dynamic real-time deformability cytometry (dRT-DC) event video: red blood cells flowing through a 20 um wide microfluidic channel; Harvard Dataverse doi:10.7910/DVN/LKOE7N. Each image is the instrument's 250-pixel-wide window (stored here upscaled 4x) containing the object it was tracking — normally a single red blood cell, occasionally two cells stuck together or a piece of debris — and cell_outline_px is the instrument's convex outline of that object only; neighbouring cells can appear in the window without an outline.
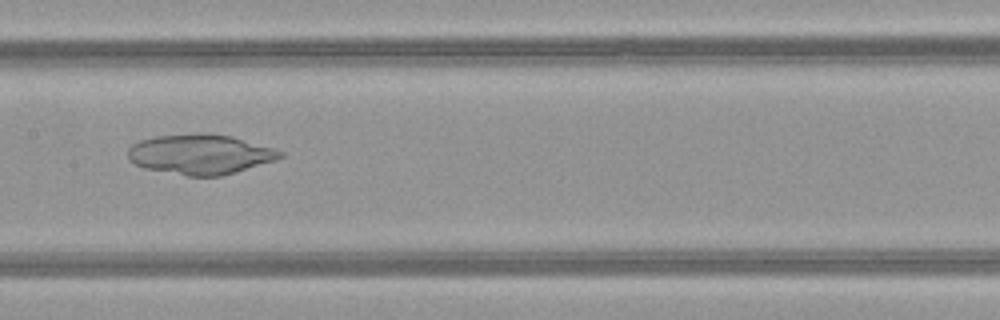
{"species": "common noctule bat (a hibernating species)", "species_latin": "Nyctalus noctula", "temperature_condition": "warm", "stored_images_in_passage": 44, "camera_frame_rate_fps": 3000, "um_per_image_px": 0.085, "animal": {"sex": "female", "body_mass_g": 21.9}, "frame": {"image": 1, "passage_image": 19, "time_ms": 6.0, "image_size_px": [1000, 320], "cell_outline_px": [[284, 156], [276, 160], [236, 172], [220, 176], [188, 176], [144, 168], [128, 160], [128, 148], [132, 144], [140, 140], [156, 136], [196, 132], [204, 132], [232, 136], [276, 148], [284, 152]], "centroid_in_image_um": [17.04, 13.1], "position_along_channel_um": 190.4, "area_um2": 35.89}}
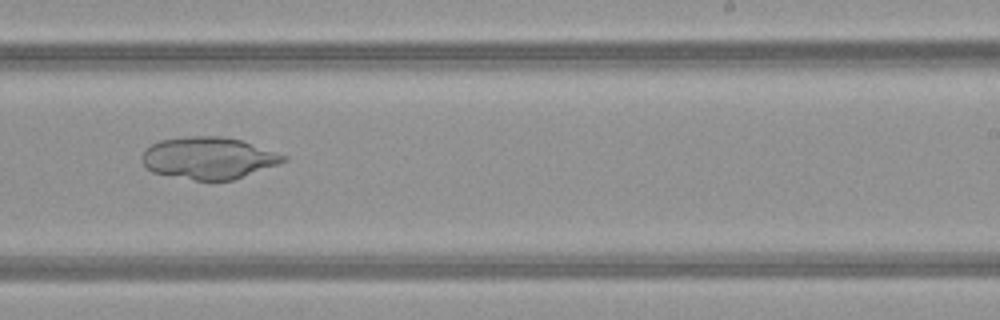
{"frame": {"image": 2, "passage_image": 25, "time_ms": 8.0, "image_size_px": [1000, 320], "cell_outline_px": [[288, 160], [232, 180], [196, 180], [152, 172], [144, 164], [140, 156], [152, 144], [160, 140], [192, 136], [224, 136], [240, 140], [288, 156]], "centroid_in_image_um": [17.72, 13.42], "position_along_channel_um": 271.3, "area_um2": 34.04}}
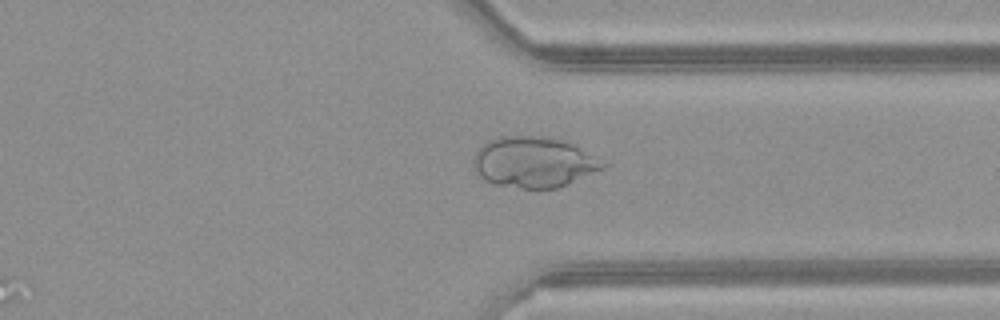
{"frame": {"image": 3, "passage_image": 32, "time_ms": 10.333, "image_size_px": [1000, 320], "cell_outline_px": [[608, 164], [604, 168], [556, 188], [524, 188], [492, 184], [484, 180], [472, 168], [472, 156], [476, 148], [480, 144], [488, 140], [500, 136], [544, 136], [564, 140], [576, 144]], "centroid_in_image_um": [45.31, 13.76], "position_along_channel_um": 366.1, "area_um2": 38.73}}